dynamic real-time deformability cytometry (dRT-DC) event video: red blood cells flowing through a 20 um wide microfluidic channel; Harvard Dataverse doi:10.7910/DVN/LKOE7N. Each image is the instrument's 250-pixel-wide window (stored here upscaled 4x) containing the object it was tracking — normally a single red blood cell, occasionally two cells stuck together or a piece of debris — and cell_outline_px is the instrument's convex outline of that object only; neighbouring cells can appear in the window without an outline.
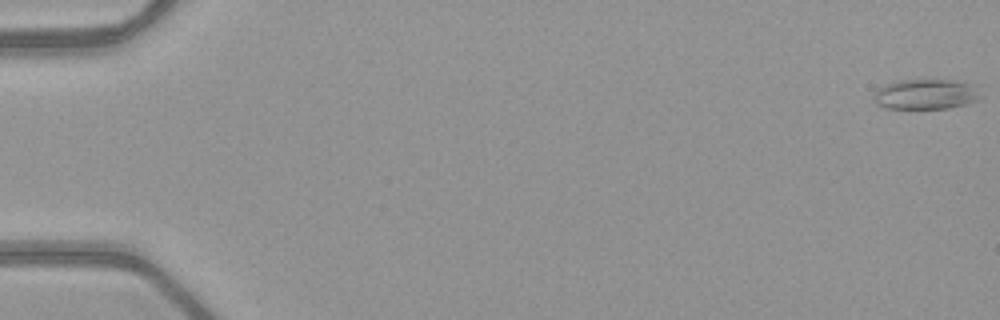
{"species": "common noctule bat (a hibernating species)", "species_latin": "Nyctalus noctula", "temperature_condition": "warm", "stored_images_in_passage": 53, "camera_frame_rate_fps": 3000, "um_per_image_px": 0.085, "animal": {"sex": "female", "body_mass_g": 21.9}, "frame": {"image": 1, "passage_image": 1, "time_ms": 0.0, "image_size_px": [1000, 320], "cell_outline_px": [[984, 96], [980, 100], [948, 108], [884, 108], [876, 104], [876, 92], [884, 84], [896, 80], [948, 80], [976, 84]], "centroid_in_image_um": [78.78, 8.0], "position_along_channel_um": 6.2, "area_um2": 18.9}}
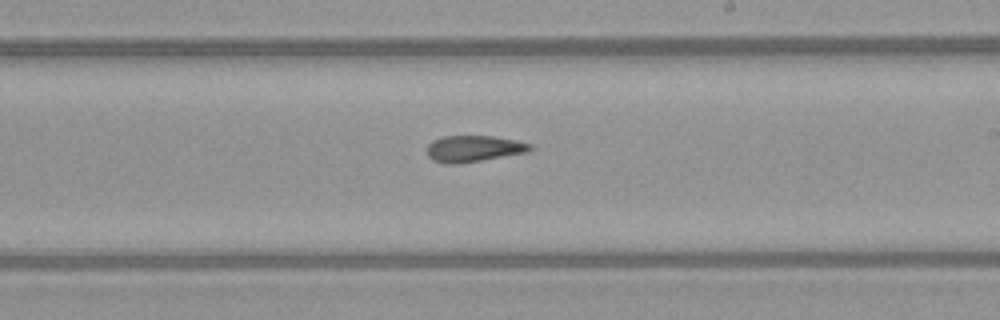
{"frame": {"image": 2, "passage_image": 32, "time_ms": 10.333, "image_size_px": [1000, 320], "cell_outline_px": [[532, 148], [528, 152], [456, 164], [444, 164], [432, 160], [428, 156], [428, 144], [432, 140], [444, 136], [492, 136], [516, 140], [532, 144]], "centroid_in_image_um": [40.24, 12.63], "position_along_channel_um": 248.8, "area_um2": 15.78}}
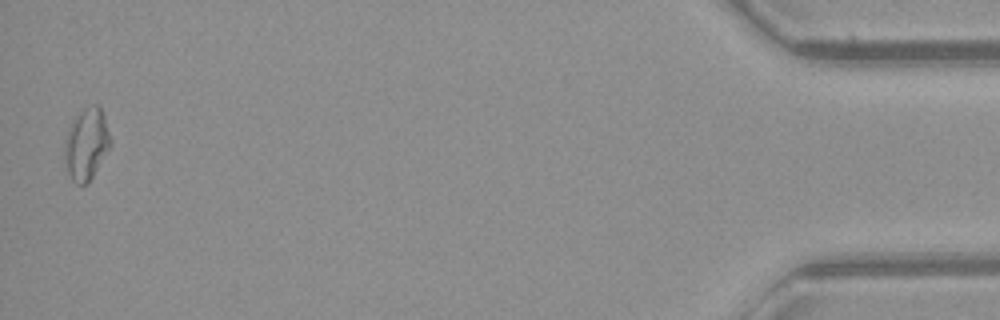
{"frame": {"image": 3, "passage_image": 52, "time_ms": 17.0, "image_size_px": [1000, 320], "cell_outline_px": [[112, 144], [88, 184], [76, 184], [72, 180], [68, 172], [64, 156], [64, 140], [68, 128], [72, 120], [84, 108], [96, 104], [100, 104], [112, 140]], "centroid_in_image_um": [7.35, 12.24], "position_along_channel_um": 427.8, "area_um2": 19.36}, "authors_computed_cell_mechanics": {"area_um2": 16.762, "velocity_mm_per_s": 4.0384, "shape_relaxation_time_tau1_ms": null, "shape_relaxation_time_tau2_ms": 4.9951, "deformation_change_tau1": null, "deformation_change_tau2": 0.1219}}